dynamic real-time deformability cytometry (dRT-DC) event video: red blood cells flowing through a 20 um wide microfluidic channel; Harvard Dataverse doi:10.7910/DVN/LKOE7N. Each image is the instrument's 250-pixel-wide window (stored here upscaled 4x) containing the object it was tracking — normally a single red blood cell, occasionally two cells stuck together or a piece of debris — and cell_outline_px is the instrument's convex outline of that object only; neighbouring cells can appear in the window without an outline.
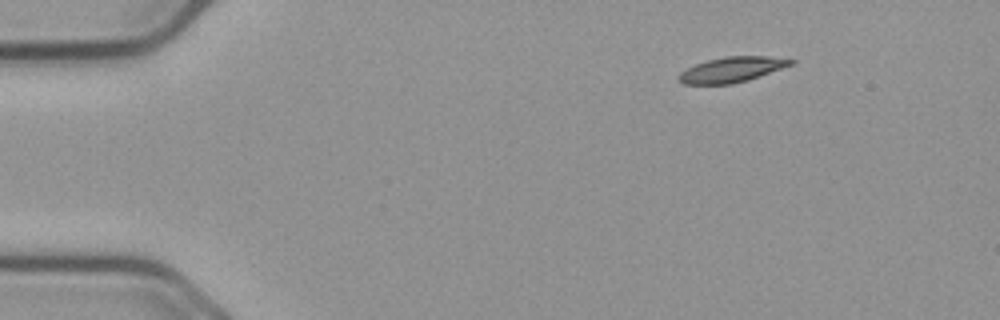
{"species": "common noctule bat (a hibernating species)", "species_latin": "Nyctalus noctula", "temperature_condition": "cold", "stored_images_in_passage": 50, "camera_frame_rate_fps": 3000, "um_per_image_px": 0.085, "animal": {"sex": "male", "body_mass_g": 23.1, "forearm_length_mm": 52.7}, "frame": {"image": 1, "passage_image": 1, "time_ms": 0.0, "image_size_px": [1000, 320], "cell_outline_px": [[796, 60], [792, 64], [748, 80], [732, 84], [684, 84], [676, 80], [676, 76], [680, 72], [696, 64], [708, 60], [724, 56], [768, 56]], "centroid_in_image_um": [62.15, 5.92], "position_along_channel_um": 22.9, "area_um2": 16.42}}
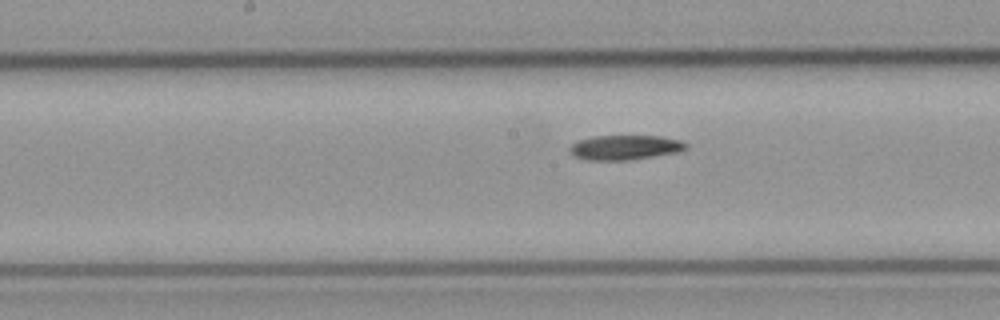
{"frame": {"image": 2, "passage_image": 22, "time_ms": 7.0, "image_size_px": [1000, 320], "cell_outline_px": [[688, 148], [680, 152], [632, 160], [584, 160], [572, 156], [568, 152], [568, 148], [572, 144], [580, 140], [592, 136], [660, 136], [680, 140], [688, 144]], "centroid_in_image_um": [53.11, 12.54], "position_along_channel_um": 195.1, "area_um2": 17.05}}
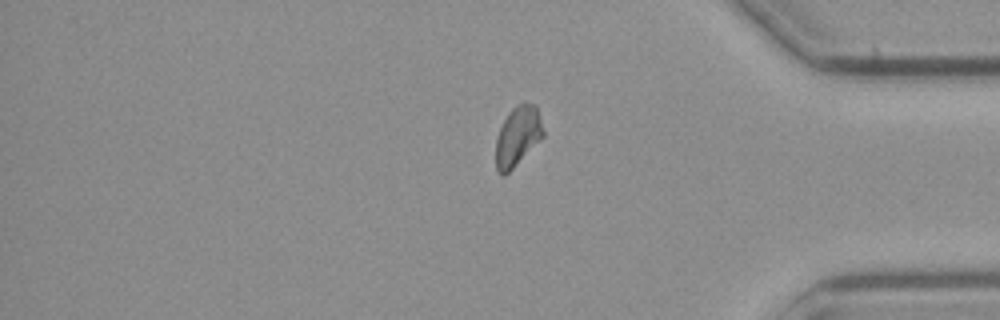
{"frame": {"image": 3, "passage_image": 40, "time_ms": 13.0, "image_size_px": [1000, 320], "cell_outline_px": [[544, 136], [504, 176], [500, 176], [496, 172], [496, 136], [508, 112], [512, 108], [524, 100], [536, 104], [544, 132]], "centroid_in_image_um": [43.99, 11.54], "position_along_channel_um": 391.2, "area_um2": 16.59}}